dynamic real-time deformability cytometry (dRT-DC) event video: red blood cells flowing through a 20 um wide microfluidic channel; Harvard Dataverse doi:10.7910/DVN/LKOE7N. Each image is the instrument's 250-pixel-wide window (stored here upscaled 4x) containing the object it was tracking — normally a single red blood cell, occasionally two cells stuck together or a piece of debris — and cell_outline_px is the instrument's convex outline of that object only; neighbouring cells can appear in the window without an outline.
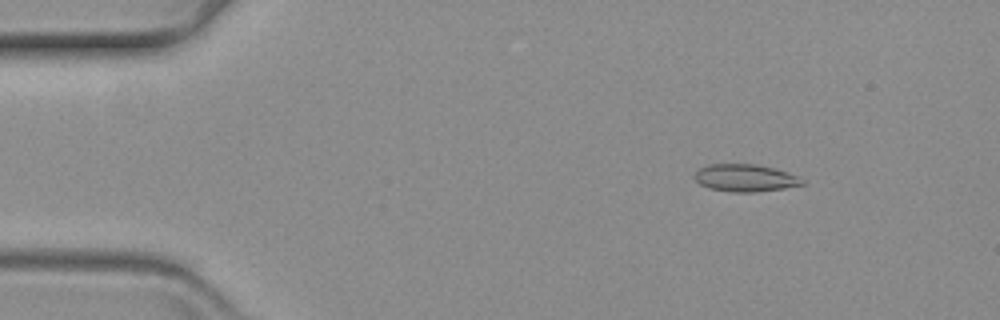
{"species": "common noctule bat (a hibernating species)", "species_latin": "Nyctalus noctula", "temperature_condition": "warm", "stored_images_in_passage": 11, "camera_frame_rate_fps": 3000, "um_per_image_px": 0.085, "animal": {"sex": "female", "body_mass_g": 19.3, "forearm_length_mm": 54.1}, "frame": {"image": 1, "passage_image": 7, "time_ms": 2.0, "image_size_px": [1000, 320], "cell_outline_px": [[808, 184], [784, 188], [756, 192], [732, 192], [708, 188], [700, 184], [696, 180], [696, 172], [700, 168], [708, 164], [756, 164], [788, 172], [804, 180]], "centroid_in_image_um": [63.37, 15.13], "position_along_channel_um": 21.6, "area_um2": 17.11}}